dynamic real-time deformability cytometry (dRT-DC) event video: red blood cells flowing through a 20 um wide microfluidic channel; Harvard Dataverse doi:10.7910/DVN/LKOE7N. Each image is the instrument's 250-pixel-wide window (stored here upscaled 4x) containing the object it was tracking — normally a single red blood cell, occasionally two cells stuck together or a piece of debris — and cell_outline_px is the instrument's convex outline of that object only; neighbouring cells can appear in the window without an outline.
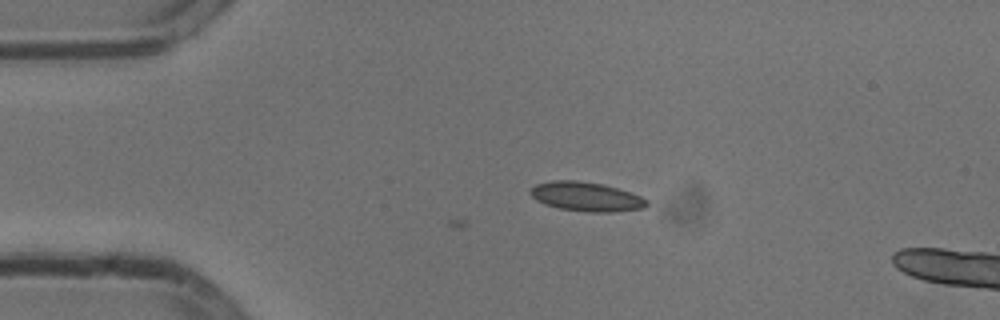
{"species": "common noctule bat (a hibernating species)", "species_latin": "Nyctalus noctula", "temperature_condition": "cold", "stored_images_in_passage": 3, "camera_frame_rate_fps": 3000, "um_per_image_px": 0.085, "animal": {"sex": "male", "body_mass_g": 13.3}, "frame": {"image": 1, "passage_image": 3, "time_ms": 0.667, "image_size_px": [1000, 320], "cell_outline_px": [[648, 204], [644, 208], [612, 212], [584, 212], [560, 208], [544, 204], [536, 200], [528, 192], [536, 184], [552, 180], [576, 180], [604, 184], [640, 196], [648, 200]], "centroid_in_image_um": [49.81, 16.71], "position_along_channel_um": 35.2, "area_um2": 19.83}}